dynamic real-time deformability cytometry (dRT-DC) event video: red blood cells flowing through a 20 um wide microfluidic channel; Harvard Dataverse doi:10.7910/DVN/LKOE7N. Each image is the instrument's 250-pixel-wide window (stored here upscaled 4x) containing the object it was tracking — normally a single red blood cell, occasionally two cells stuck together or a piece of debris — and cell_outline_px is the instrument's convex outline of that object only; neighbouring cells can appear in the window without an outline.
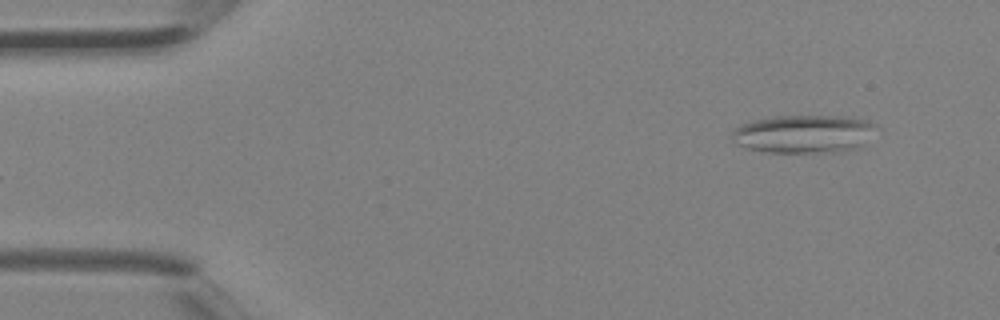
{"species": "Egyptian fruit bat (a non-hibernating species)", "species_latin": "Rousettus aegyptiacus", "temperature_condition": "room temperature", "stored_images_in_passage": 4, "camera_frame_rate_fps": 3000, "um_per_image_px": 0.085, "animal": {"sex": "female"}, "frame": {"image": 1, "passage_image": 4, "time_ms": 1.0, "image_size_px": [1000, 320], "cell_outline_px": [[872, 124], [864, 144], [856, 148], [808, 152], [764, 152], [748, 148], [736, 144], [732, 140], [732, 128], [740, 124], [752, 120], [772, 116], [848, 116], [868, 120]], "centroid_in_image_um": [68.16, 11.35], "position_along_channel_um": 16.8, "area_um2": 31.44}}